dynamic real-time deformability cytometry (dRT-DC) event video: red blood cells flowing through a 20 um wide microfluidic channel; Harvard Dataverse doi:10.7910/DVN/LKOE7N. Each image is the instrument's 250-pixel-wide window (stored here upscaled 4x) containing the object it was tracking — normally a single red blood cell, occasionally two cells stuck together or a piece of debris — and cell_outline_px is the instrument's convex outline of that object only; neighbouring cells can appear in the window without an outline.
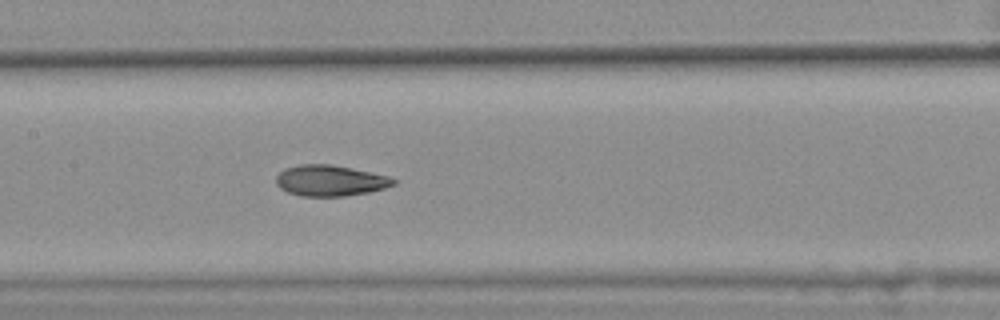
{"species": "common noctule bat (a hibernating species)", "species_latin": "Nyctalus noctula", "temperature_condition": "warm", "stored_images_in_passage": 46, "camera_frame_rate_fps": 3000, "um_per_image_px": 0.085, "animal": {"sex": "female", "body_mass_g": 25.1}, "frame": {"image": 1, "passage_image": 27, "time_ms": 8.667, "image_size_px": [1000, 320], "cell_outline_px": [[396, 184], [384, 188], [368, 192], [344, 196], [300, 196], [288, 192], [280, 188], [276, 184], [276, 176], [284, 168], [300, 164], [332, 164], [352, 168], [388, 176], [396, 180]], "centroid_in_image_um": [28.04, 15.34], "position_along_channel_um": 179.4, "area_um2": 21.15}, "authors_computed_cell_mechanics": {"area_um2": 21.7906, "velocity_mm_per_s": 3.6318, "shape_relaxation_time_tau1_ms": 10.1486, "shape_relaxation_time_tau2_ms": 3.2662, "deformation_change_tau1": 0.2026, "deformation_change_tau2": 0.1097}}